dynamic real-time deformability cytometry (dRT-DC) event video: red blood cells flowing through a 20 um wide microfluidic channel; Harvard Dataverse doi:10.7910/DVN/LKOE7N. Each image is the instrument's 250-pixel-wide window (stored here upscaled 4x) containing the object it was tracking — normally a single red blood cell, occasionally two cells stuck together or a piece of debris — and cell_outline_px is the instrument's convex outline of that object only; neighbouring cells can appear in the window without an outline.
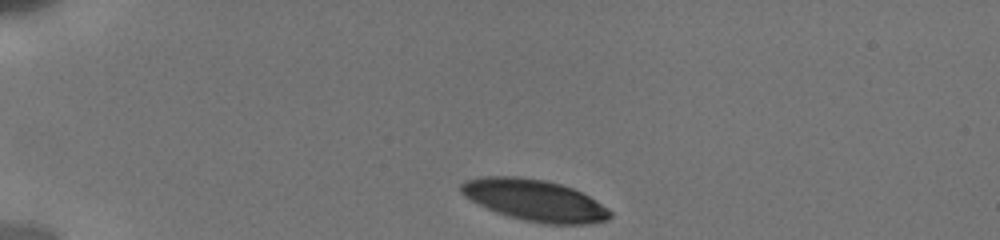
{"species": "human", "species_latin": "Homo sapiens", "temperature_condition": "cold", "stored_images_in_passage": 15, "camera_frame_rate_fps": 3000, "um_per_image_px": 0.085, "donor": {"sex": "male"}, "frame": {"image": 1, "passage_image": 1, "time_ms": 0.0, "image_size_px": [1000, 240], "cell_outline_px": [[612, 216], [608, 220], [588, 224], [548, 224], [524, 220], [508, 216], [496, 212], [464, 196], [460, 192], [460, 184], [464, 180], [480, 176], [516, 176], [544, 180], [560, 184], [572, 188], [588, 196], [608, 208], [612, 212]], "centroid_in_image_um": [45.43, 17.02], "position_along_channel_um": 39.6, "area_um2": 35.89}}
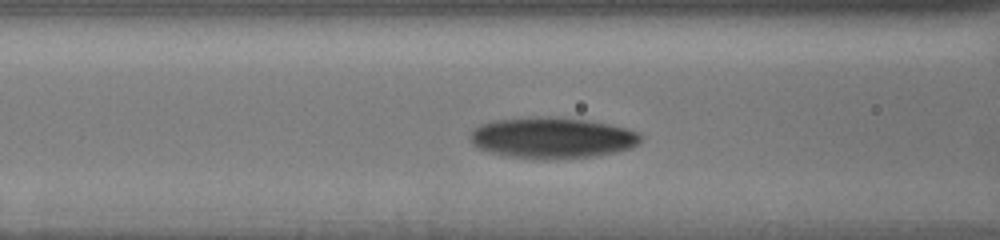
{"frame": {"image": 2, "passage_image": 9, "time_ms": 3.667, "image_size_px": [1000, 240], "cell_outline_px": [[644, 136], [632, 148], [616, 152], [596, 156], [544, 160], [508, 156], [476, 148], [472, 144], [468, 136], [468, 132], [472, 128], [480, 124], [492, 120], [528, 116], [556, 116], [588, 120], [608, 124], [640, 132]], "centroid_in_image_um": [46.88, 11.7], "position_along_channel_um": 119.7, "area_um2": 41.62}}
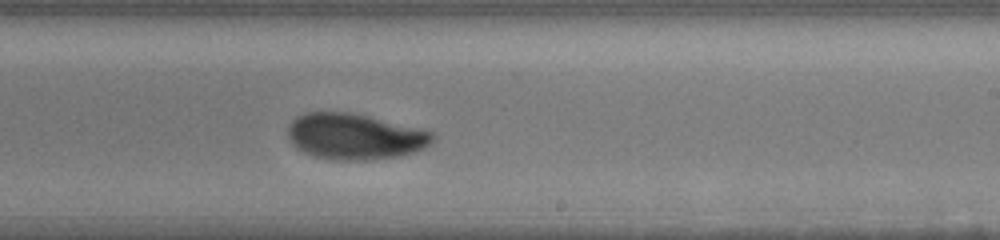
{"frame": {"image": 3, "passage_image": 15, "time_ms": 7.333, "image_size_px": [1000, 240], "cell_outline_px": [[436, 136], [432, 144], [424, 148], [400, 156], [372, 160], [328, 160], [312, 156], [296, 148], [292, 144], [288, 136], [288, 124], [296, 116], [304, 112], [352, 112], [420, 128], [436, 132]], "centroid_in_image_um": [30.16, 11.6], "position_along_channel_um": 258.8, "area_um2": 39.42}}